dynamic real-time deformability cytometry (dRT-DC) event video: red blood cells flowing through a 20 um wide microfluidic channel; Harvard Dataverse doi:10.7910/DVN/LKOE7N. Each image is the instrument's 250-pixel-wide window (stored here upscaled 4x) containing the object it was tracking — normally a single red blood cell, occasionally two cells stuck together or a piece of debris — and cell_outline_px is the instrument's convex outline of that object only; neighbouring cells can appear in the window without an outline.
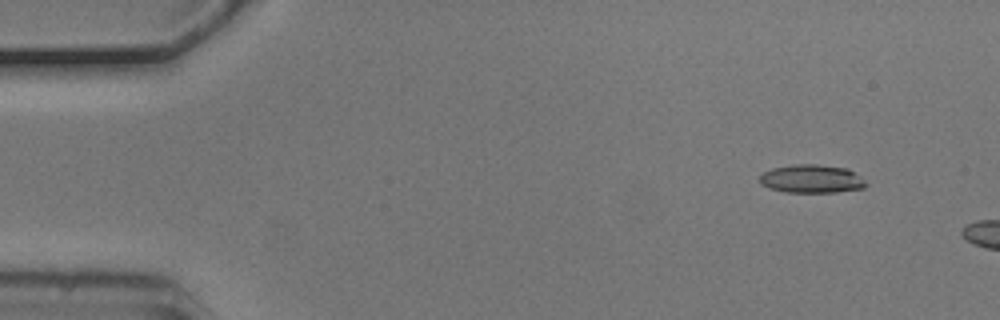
{"species": "common noctule bat (a hibernating species)", "species_latin": "Nyctalus noctula", "temperature_condition": "cold", "stored_images_in_passage": 4, "camera_frame_rate_fps": 3000, "um_per_image_px": 0.085, "animal": {"sex": "male", "body_mass_g": 20.5, "forearm_length_mm": 52.5}, "frame": {"image": 1, "passage_image": 2, "time_ms": 0.333, "image_size_px": [1000, 320], "cell_outline_px": [[868, 184], [864, 188], [836, 192], [784, 192], [768, 188], [760, 184], [760, 176], [764, 172], [772, 168], [796, 164], [816, 164], [848, 168], [860, 176]], "centroid_in_image_um": [68.99, 15.2], "position_along_channel_um": 16.0, "area_um2": 17.63}}